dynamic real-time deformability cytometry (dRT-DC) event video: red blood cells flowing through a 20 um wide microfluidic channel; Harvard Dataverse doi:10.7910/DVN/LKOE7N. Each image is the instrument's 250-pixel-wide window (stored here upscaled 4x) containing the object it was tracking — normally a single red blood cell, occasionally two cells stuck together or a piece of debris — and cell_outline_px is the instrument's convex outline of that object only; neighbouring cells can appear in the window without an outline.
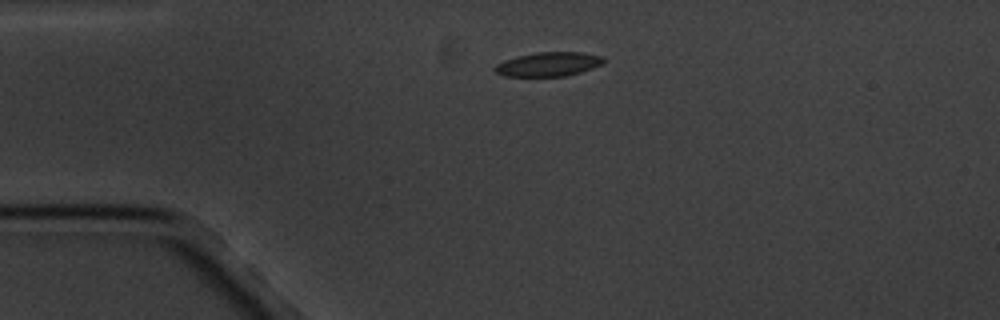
{"species": "common noctule bat (a hibernating species)", "species_latin": "Nyctalus noctula", "temperature_condition": "cold", "stored_images_in_passage": 2, "camera_frame_rate_fps": 3000, "um_per_image_px": 0.085, "animal": {"sex": "male", "body_mass_g": 20.1, "forearm_length_mm": 53.5}, "frame": {"image": 1, "passage_image": 1, "time_ms": 0.0, "image_size_px": [1000, 320], "cell_outline_px": [[608, 60], [592, 68], [580, 72], [564, 76], [504, 76], [496, 72], [492, 68], [496, 64], [504, 60], [516, 56], [536, 52], [580, 52], [604, 56]], "centroid_in_image_um": [46.61, 5.45], "position_along_channel_um": 38.4, "area_um2": 15.37}}